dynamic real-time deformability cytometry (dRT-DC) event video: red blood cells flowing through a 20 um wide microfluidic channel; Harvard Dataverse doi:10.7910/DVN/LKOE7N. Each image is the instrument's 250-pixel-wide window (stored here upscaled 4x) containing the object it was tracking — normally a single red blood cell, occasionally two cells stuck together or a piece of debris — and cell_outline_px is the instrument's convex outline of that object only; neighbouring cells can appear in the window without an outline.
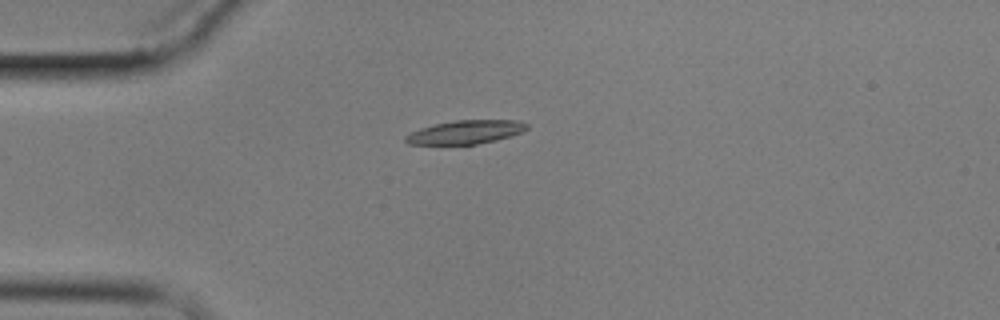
{"species": "common noctule bat (a hibernating species)", "species_latin": "Nyctalus noctula", "temperature_condition": "cold", "stored_images_in_passage": 2, "camera_frame_rate_fps": 3000, "um_per_image_px": 0.085, "animal": {"sex": "male", "body_mass_g": 17.9}, "frame": {"image": 1, "passage_image": 1, "time_ms": 0.0, "image_size_px": [1000, 320], "cell_outline_px": [[528, 128], [520, 132], [496, 140], [476, 144], [408, 144], [404, 140], [404, 136], [420, 128], [436, 124], [456, 120], [516, 120], [528, 124]], "centroid_in_image_um": [39.55, 11.22], "position_along_channel_um": 45.4, "area_um2": 16.42}}